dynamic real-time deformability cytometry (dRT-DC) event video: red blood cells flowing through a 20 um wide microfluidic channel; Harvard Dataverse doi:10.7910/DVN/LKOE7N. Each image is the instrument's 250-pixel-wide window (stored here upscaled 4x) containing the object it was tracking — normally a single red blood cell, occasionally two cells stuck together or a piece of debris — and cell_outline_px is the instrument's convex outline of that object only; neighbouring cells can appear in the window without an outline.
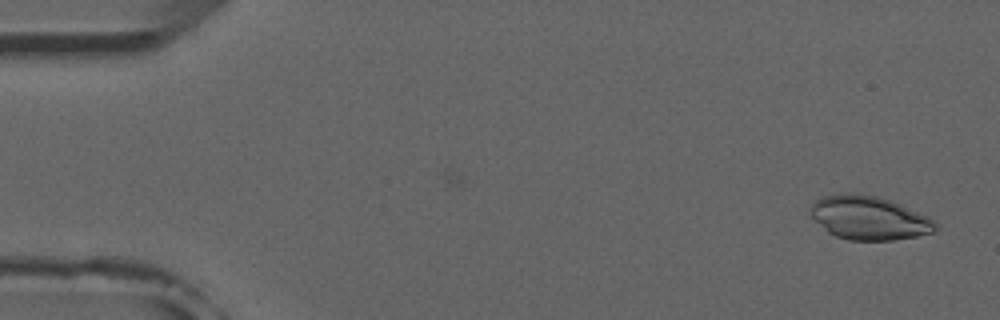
{"species": "common noctule bat (a hibernating species)", "species_latin": "Nyctalus noctula", "temperature_condition": "room temperature", "stored_images_in_passage": 15, "camera_frame_rate_fps": 3000, "um_per_image_px": 0.085, "animal": {"sex": "male", "forearm_length_mm": 52.5}, "frame": {"image": 1, "passage_image": 1, "time_ms": 0.0, "image_size_px": [1000, 320], "cell_outline_px": [[940, 228], [932, 232], [916, 236], [892, 240], [848, 240], [836, 236], [828, 232], [808, 212], [812, 204], [820, 196], [844, 192], [848, 192], [880, 196], [900, 204], [928, 216]], "centroid_in_image_um": [73.85, 18.5], "position_along_channel_um": 11.2, "area_um2": 31.91}}